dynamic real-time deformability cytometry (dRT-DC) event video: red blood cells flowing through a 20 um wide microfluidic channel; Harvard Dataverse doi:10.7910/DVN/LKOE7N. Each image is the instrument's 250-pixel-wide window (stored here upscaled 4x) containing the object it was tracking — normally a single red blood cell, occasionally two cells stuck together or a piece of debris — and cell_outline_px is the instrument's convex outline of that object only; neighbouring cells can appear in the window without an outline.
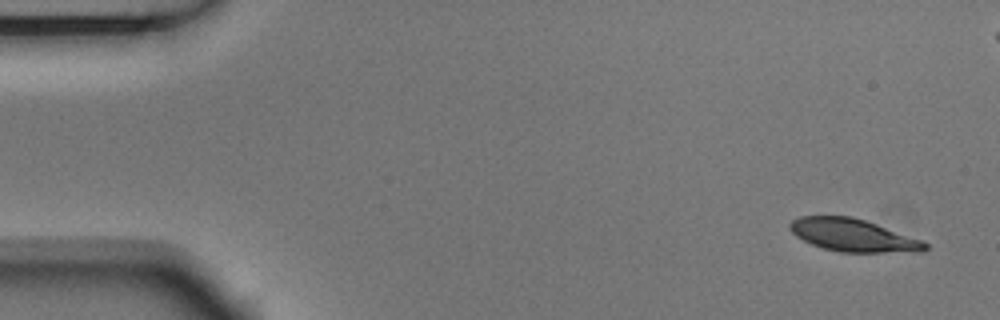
{"species": "Egyptian fruit bat (a non-hibernating species)", "species_latin": "Rousettus aegyptiacus", "temperature_condition": "room temperature", "stored_images_in_passage": 4, "camera_frame_rate_fps": 3000, "um_per_image_px": 0.085, "animal": {"sex": "male"}, "frame": {"image": 1, "passage_image": 1, "time_ms": 0.0, "image_size_px": [1000, 320], "cell_outline_px": [[928, 248], [924, 252], [840, 252], [824, 248], [812, 244], [796, 236], [788, 228], [788, 224], [792, 220], [800, 216], [852, 216], [924, 240], [928, 244]], "centroid_in_image_um": [72.54, 20.0], "position_along_channel_um": 12.5, "area_um2": 25.78}}